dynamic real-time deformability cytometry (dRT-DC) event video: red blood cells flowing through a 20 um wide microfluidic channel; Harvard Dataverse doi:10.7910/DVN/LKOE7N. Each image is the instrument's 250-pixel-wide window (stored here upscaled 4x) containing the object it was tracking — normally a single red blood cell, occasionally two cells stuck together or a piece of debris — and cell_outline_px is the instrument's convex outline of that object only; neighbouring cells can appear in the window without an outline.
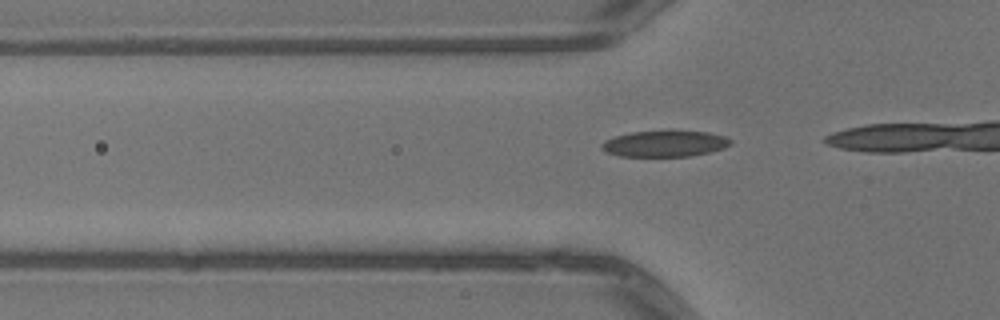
{"species": "common noctule bat (a hibernating species)", "species_latin": "Nyctalus noctula", "temperature_condition": "warm", "stored_images_in_passage": 18, "camera_frame_rate_fps": 3000, "um_per_image_px": 0.085, "animal": {"sex": "male", "body_mass_g": 13.3}, "frame": {"image": 1, "passage_image": 13, "time_ms": 4.0, "image_size_px": [1000, 320], "cell_outline_px": [[732, 144], [724, 148], [708, 152], [688, 156], [620, 156], [604, 152], [600, 148], [600, 144], [604, 140], [616, 136], [632, 132], [708, 132], [724, 136], [732, 140]], "centroid_in_image_um": [56.47, 12.23], "position_along_channel_um": 69.3, "area_um2": 19.31}}
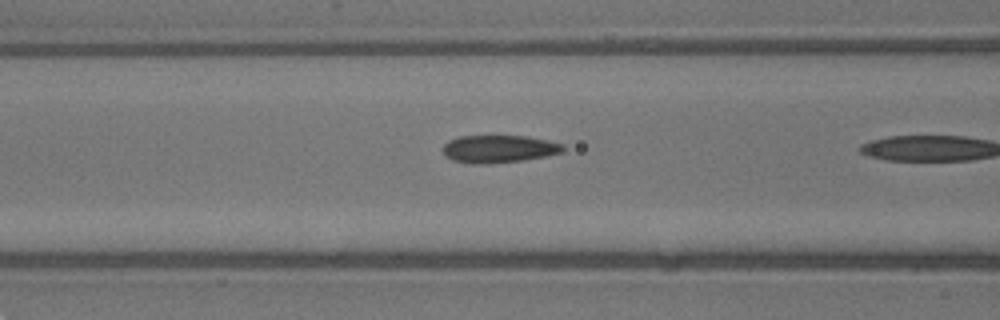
{"frame": {"image": 2, "passage_image": 17, "time_ms": 5.333, "image_size_px": [1000, 320], "cell_outline_px": [[564, 152], [524, 160], [484, 164], [472, 164], [452, 160], [444, 152], [444, 144], [448, 140], [460, 136], [524, 136], [548, 140], [564, 144]], "centroid_in_image_um": [42.42, 12.65], "position_along_channel_um": 124.2, "area_um2": 19.25}}